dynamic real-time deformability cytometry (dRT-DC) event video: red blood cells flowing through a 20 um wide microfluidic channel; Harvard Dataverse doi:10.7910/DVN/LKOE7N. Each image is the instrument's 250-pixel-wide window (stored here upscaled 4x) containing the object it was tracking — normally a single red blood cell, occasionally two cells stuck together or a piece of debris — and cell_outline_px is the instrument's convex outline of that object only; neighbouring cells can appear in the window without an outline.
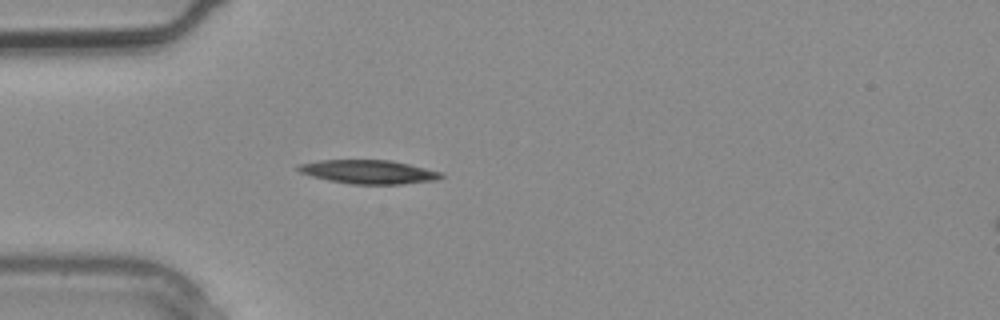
{"species": "common noctule bat (a hibernating species)", "species_latin": "Nyctalus noctula", "temperature_condition": "warm", "stored_images_in_passage": 1, "camera_frame_rate_fps": 3000, "um_per_image_px": 0.085, "animal": {"sex": "male", "body_mass_g": 20.4}, "frame": {"image": 1, "passage_image": 1, "time_ms": 0.0, "image_size_px": [1000, 320], "cell_outline_px": [[444, 176], [440, 180], [400, 184], [352, 184], [328, 180], [312, 176], [300, 172], [296, 168], [296, 164], [320, 160], [392, 160], [444, 172]], "centroid_in_image_um": [31.37, 14.6], "position_along_channel_um": 53.6, "area_um2": 20.0}}